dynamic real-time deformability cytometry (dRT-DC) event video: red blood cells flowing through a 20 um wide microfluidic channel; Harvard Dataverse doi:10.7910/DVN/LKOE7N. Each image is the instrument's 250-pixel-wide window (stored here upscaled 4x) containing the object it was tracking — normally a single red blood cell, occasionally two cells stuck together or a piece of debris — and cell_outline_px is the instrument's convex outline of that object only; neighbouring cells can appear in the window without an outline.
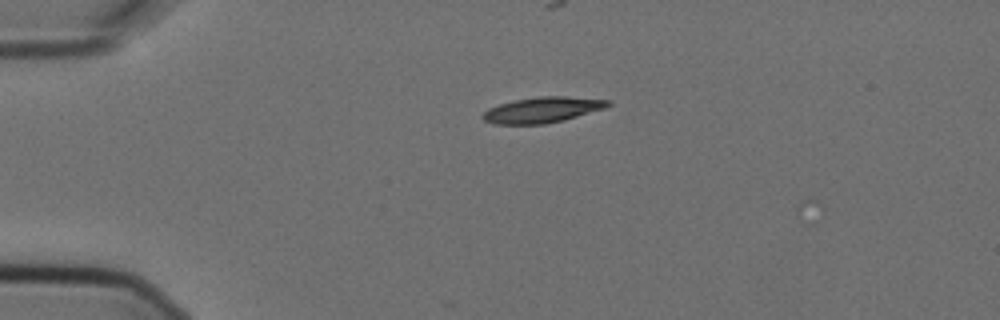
{"species": "Egyptian fruit bat (a non-hibernating species)", "species_latin": "Rousettus aegyptiacus", "temperature_condition": "cold", "stored_images_in_passage": 6, "camera_frame_rate_fps": 3000, "um_per_image_px": 0.085, "animal": {"sex": "female"}, "frame": {"image": 1, "passage_image": 3, "time_ms": 0.667, "image_size_px": [1000, 320], "cell_outline_px": [[612, 104], [604, 108], [564, 120], [544, 124], [496, 124], [484, 120], [480, 116], [488, 108], [500, 104], [516, 100], [536, 96], [564, 96], [612, 100]], "centroid_in_image_um": [46.11, 9.33], "position_along_channel_um": 38.9, "area_um2": 18.67}}